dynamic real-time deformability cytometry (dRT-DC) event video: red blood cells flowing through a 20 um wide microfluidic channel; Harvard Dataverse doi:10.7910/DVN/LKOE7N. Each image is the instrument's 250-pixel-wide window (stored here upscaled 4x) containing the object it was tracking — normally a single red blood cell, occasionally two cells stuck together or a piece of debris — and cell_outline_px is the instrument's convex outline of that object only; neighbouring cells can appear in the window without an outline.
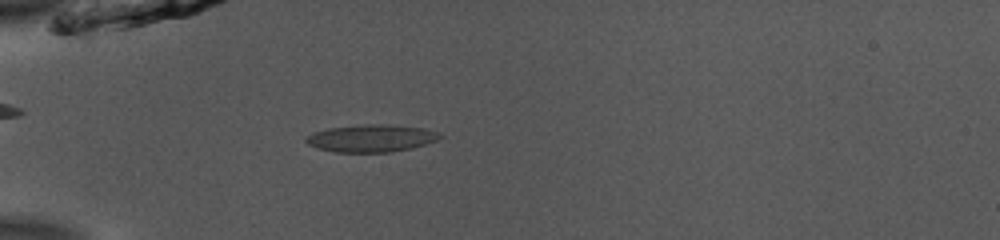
{"species": "common noctule bat (a hibernating species)", "species_latin": "Nyctalus noctula", "temperature_condition": "room temperature", "stored_images_in_passage": 34, "camera_frame_rate_fps": 3000, "um_per_image_px": 0.085, "animal": {"sex": "male", "body_mass_g": 13.0, "forearm_length_mm": 53.1}, "frame": {"image": 1, "passage_image": 1, "time_ms": 0.0, "image_size_px": [1000, 240], "cell_outline_px": [[444, 136], [436, 140], [412, 148], [388, 152], [336, 152], [320, 148], [308, 144], [304, 140], [304, 136], [312, 132], [328, 128], [368, 124], [380, 124], [424, 128], [440, 132]], "centroid_in_image_um": [31.54, 11.74], "position_along_channel_um": 53.5, "area_um2": 21.27}}
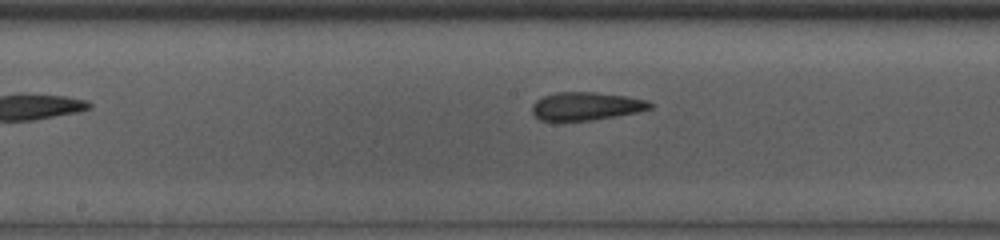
{"frame": {"image": 2, "passage_image": 13, "time_ms": 4.0, "image_size_px": [1000, 240], "cell_outline_px": [[652, 108], [636, 112], [592, 120], [540, 120], [532, 112], [532, 104], [536, 100], [544, 96], [556, 92], [592, 92], [628, 96], [648, 100], [652, 104]], "centroid_in_image_um": [49.82, 9.01], "position_along_channel_um": 198.4, "area_um2": 19.13}}
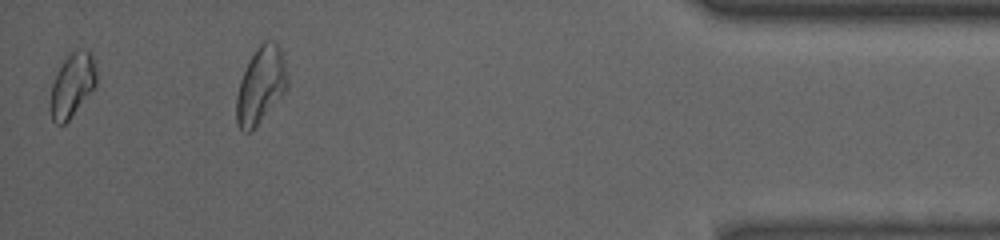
{"frame": {"image": 3, "passage_image": 33, "time_ms": 10.667, "image_size_px": [1000, 240], "cell_outline_px": [[96, 88], [68, 120], [64, 124], [56, 124], [52, 120], [48, 108], [52, 84], [68, 52], [88, 52], [92, 56], [96, 64]], "centroid_in_image_um": [6.13, 7.3], "position_along_channel_um": 429.1, "area_um2": 17.11}, "authors_computed_cell_mechanics": {"area_um2": 19.5364, "velocity_mm_per_s": 3.8954, "shape_relaxation_time_tau1_ms": 4.8975, "shape_relaxation_time_tau2_ms": 1.8791, "deformation_change_tau1": 0.1334, "deformation_change_tau2": 0.1062}}